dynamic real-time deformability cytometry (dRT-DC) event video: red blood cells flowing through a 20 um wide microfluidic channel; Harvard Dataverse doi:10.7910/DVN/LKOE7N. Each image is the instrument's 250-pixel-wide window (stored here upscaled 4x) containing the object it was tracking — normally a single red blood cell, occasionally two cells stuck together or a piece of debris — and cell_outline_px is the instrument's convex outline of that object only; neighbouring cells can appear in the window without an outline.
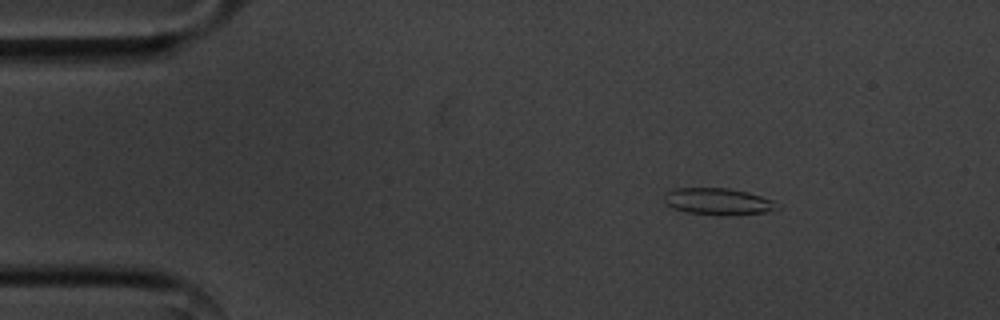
{"species": "common noctule bat (a hibernating species)", "species_latin": "Nyctalus noctula", "temperature_condition": "cold", "stored_images_in_passage": 54, "camera_frame_rate_fps": 3000, "um_per_image_px": 0.085, "animal": {"sex": "male", "body_mass_g": 20.1, "forearm_length_mm": 53.5}, "frame": {"image": 1, "passage_image": 7, "time_ms": 2.0, "image_size_px": [1000, 320], "cell_outline_px": [[780, 208], [768, 212], [728, 216], [716, 216], [684, 212], [672, 208], [664, 200], [664, 192], [676, 188], [728, 188], [748, 192], [772, 200], [780, 204]], "centroid_in_image_um": [61.05, 17.15], "position_along_channel_um": 24.0, "area_um2": 18.03}}
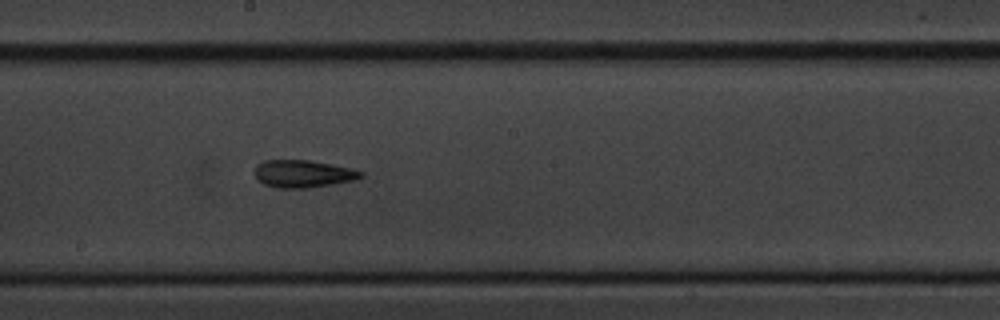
{"frame": {"image": 2, "passage_image": 29, "time_ms": 9.333, "image_size_px": [1000, 320], "cell_outline_px": [[364, 176], [352, 180], [332, 184], [308, 188], [280, 188], [264, 184], [256, 176], [256, 164], [264, 160], [308, 160], [352, 168], [364, 172]], "centroid_in_image_um": [25.78, 14.76], "position_along_channel_um": 222.4, "area_um2": 16.82}}
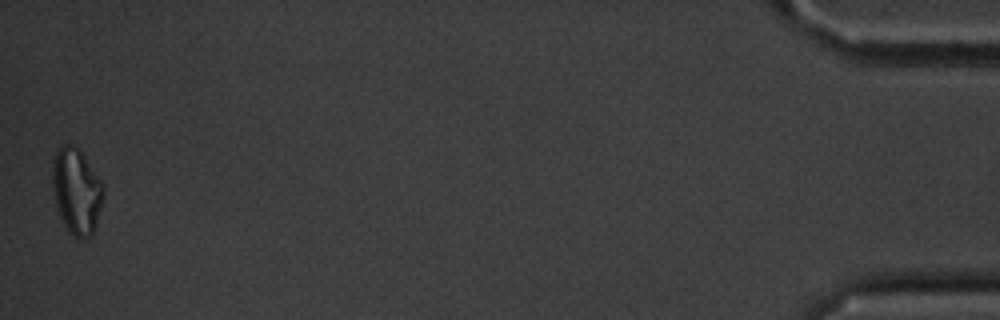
{"frame": {"image": 3, "passage_image": 54, "time_ms": 17.667, "image_size_px": [1000, 320], "cell_outline_px": [[104, 196], [96, 224], [92, 236], [84, 240], [80, 240], [68, 232], [56, 208], [52, 188], [52, 164], [56, 152], [64, 144], [72, 144], [84, 156], [104, 184]], "centroid_in_image_um": [6.51, 16.29], "position_along_channel_um": 428.7, "area_um2": 25.72}, "authors_computed_cell_mechanics": {"area_um2": 17.4556, "velocity_mm_per_s": 3.591, "shape_relaxation_time_tau1_ms": 10.0047, "shape_relaxation_time_tau2_ms": 7.2802, "deformation_change_tau1": 0.1944, "deformation_change_tau2": 0.1806}}